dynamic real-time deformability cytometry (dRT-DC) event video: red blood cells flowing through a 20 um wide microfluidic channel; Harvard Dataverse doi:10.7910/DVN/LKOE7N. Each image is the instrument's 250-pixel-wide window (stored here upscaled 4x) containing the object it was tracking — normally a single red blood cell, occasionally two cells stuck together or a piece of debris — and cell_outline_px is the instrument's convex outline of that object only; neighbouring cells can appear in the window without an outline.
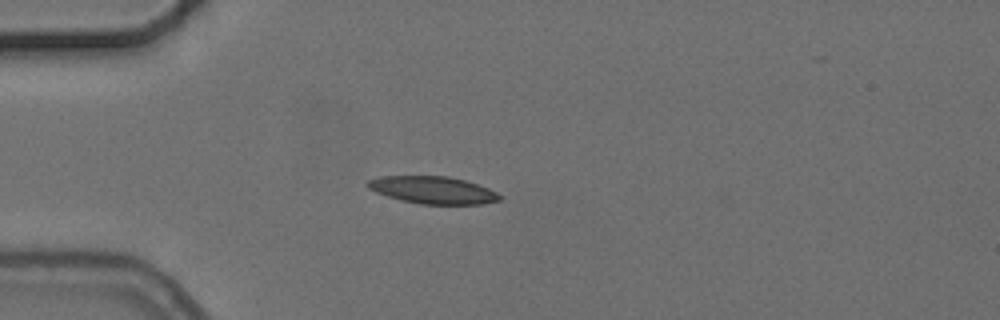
{"species": "common noctule bat (a hibernating species)", "species_latin": "Nyctalus noctula", "temperature_condition": "cold", "stored_images_in_passage": 6, "camera_frame_rate_fps": 3000, "um_per_image_px": 0.085, "animal": {"sex": "female", "body_mass_g": 24.6, "forearm_length_mm": 56.2}, "frame": {"image": 1, "passage_image": 4, "time_ms": 3.667, "image_size_px": [1000, 320], "cell_outline_px": [[500, 200], [484, 204], [420, 204], [400, 200], [376, 192], [368, 188], [364, 184], [368, 180], [380, 176], [448, 176], [464, 180], [488, 188], [496, 192], [500, 196]], "centroid_in_image_um": [36.75, 16.15], "position_along_channel_um": 48.2, "area_um2": 20.98}}
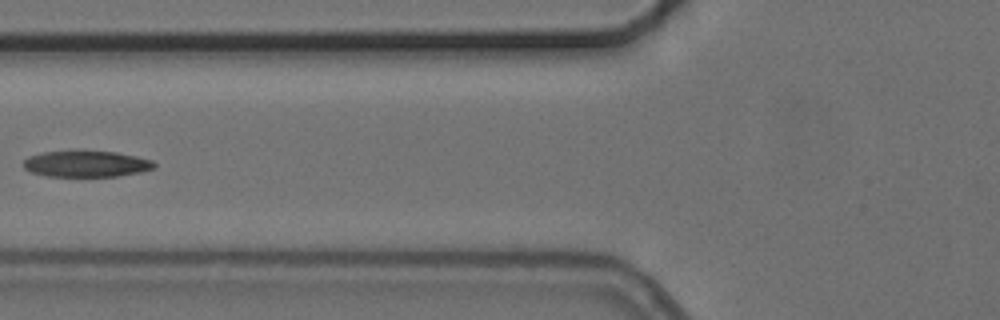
{"frame": {"image": 2, "passage_image": 6, "time_ms": 6.0, "image_size_px": [1000, 320], "cell_outline_px": [[156, 168], [140, 172], [120, 176], [48, 176], [32, 172], [24, 168], [24, 160], [28, 156], [44, 152], [116, 152], [136, 156], [152, 160], [156, 164]], "centroid_in_image_um": [7.38, 13.94], "position_along_channel_um": 118.4, "area_um2": 19.65}}